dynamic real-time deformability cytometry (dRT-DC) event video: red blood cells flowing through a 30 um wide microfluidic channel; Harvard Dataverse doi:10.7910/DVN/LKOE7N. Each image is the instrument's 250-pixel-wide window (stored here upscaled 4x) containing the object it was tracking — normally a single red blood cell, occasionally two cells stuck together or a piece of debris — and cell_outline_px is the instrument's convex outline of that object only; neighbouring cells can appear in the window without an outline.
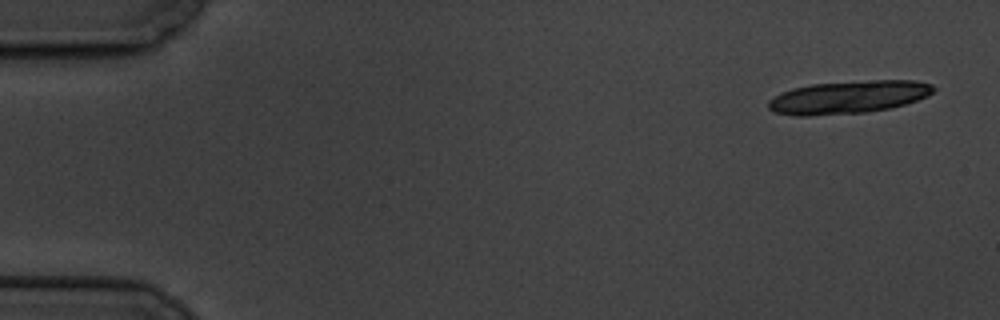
{"species": "common noctule bat (a hibernating species)", "species_latin": "Nyctalus noctula", "temperature_condition": "cold", "stored_images_in_passage": 8, "camera_frame_rate_fps": 3000, "um_per_image_px": 0.085, "animal": {"sex": "male", "body_mass_g": 19.5, "forearm_length_mm": 54.6}, "frame": {"image": 1, "passage_image": 1, "time_ms": 0.0, "image_size_px": [1000, 320], "cell_outline_px": [[936, 88], [928, 96], [892, 108], [864, 112], [808, 116], [796, 116], [776, 112], [768, 108], [768, 100], [780, 92], [792, 88], [812, 84], [876, 80], [916, 80], [932, 84]], "centroid_in_image_um": [72.11, 8.25], "position_along_channel_um": 12.9, "area_um2": 31.56}}
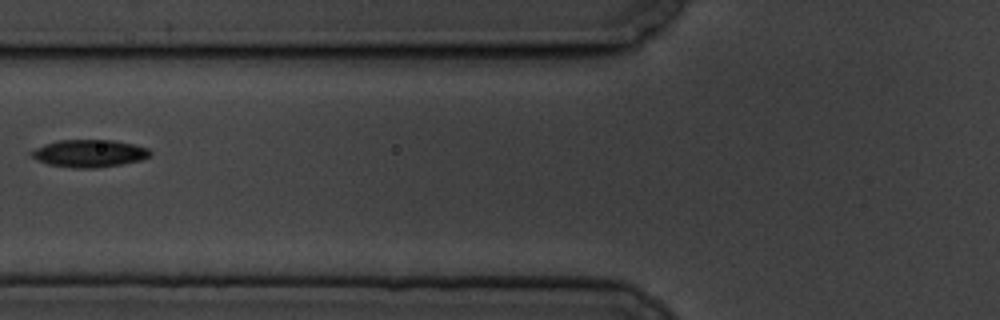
{"frame": {"image": 2, "passage_image": 7, "time_ms": 7.0, "image_size_px": [1000, 320], "cell_outline_px": [[152, 156], [140, 160], [120, 164], [96, 168], [72, 168], [48, 164], [36, 160], [28, 152], [44, 144], [56, 140], [116, 140], [148, 148], [152, 152]], "centroid_in_image_um": [7.57, 13.03], "position_along_channel_um": 118.2, "area_um2": 19.13}}
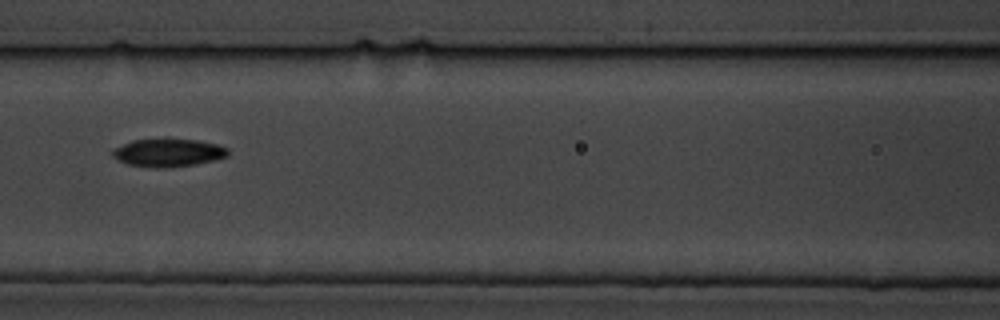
{"frame": {"image": 3, "passage_image": 8, "time_ms": 8.0, "image_size_px": [1000, 320], "cell_outline_px": [[228, 156], [196, 164], [164, 168], [152, 168], [128, 164], [112, 156], [112, 148], [132, 140], [196, 140], [216, 144], [228, 148]], "centroid_in_image_um": [14.27, 12.99], "position_along_channel_um": 152.3, "area_um2": 18.5}}